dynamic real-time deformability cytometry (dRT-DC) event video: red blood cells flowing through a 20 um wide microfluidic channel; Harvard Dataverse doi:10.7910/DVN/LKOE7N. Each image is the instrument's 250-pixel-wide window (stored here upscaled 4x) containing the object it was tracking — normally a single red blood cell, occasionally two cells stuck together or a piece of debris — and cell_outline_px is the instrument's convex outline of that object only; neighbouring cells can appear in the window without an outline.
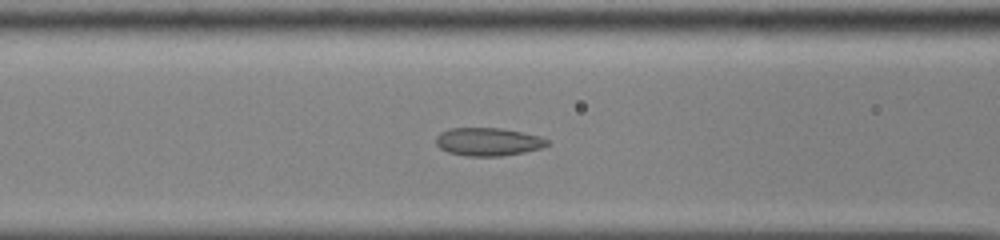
{"species": "common noctule bat (a hibernating species)", "species_latin": "Nyctalus noctula", "temperature_condition": "cold", "stored_images_in_passage": 46, "camera_frame_rate_fps": 3000, "um_per_image_px": 0.085, "animal": {"sex": "male", "body_mass_g": 13.0, "forearm_length_mm": 53.1}, "frame": {"image": 1, "passage_image": 15, "time_ms": 4.667, "image_size_px": [1000, 240], "cell_outline_px": [[548, 144], [540, 148], [524, 152], [500, 156], [468, 156], [448, 152], [440, 148], [436, 144], [436, 136], [440, 132], [452, 128], [500, 128], [540, 136], [548, 140]], "centroid_in_image_um": [41.46, 12.05], "position_along_channel_um": 125.1, "area_um2": 18.03}}
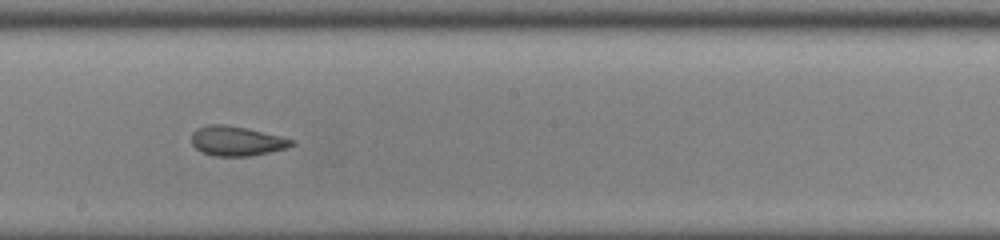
{"frame": {"image": 2, "passage_image": 23, "time_ms": 7.333, "image_size_px": [1000, 240], "cell_outline_px": [[296, 144], [288, 148], [248, 156], [216, 156], [204, 152], [196, 148], [192, 144], [192, 132], [196, 128], [208, 124], [224, 124], [244, 128], [280, 136], [296, 140]], "centroid_in_image_um": [20.12, 11.98], "position_along_channel_um": 228.1, "area_um2": 17.17}}
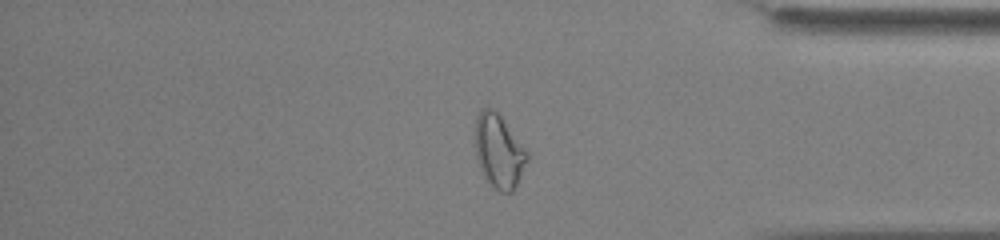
{"frame": {"image": 3, "passage_image": 37, "time_ms": 12.0, "image_size_px": [1000, 240], "cell_outline_px": [[528, 160], [512, 192], [500, 192], [484, 176], [476, 156], [476, 116], [480, 108], [492, 108], [500, 116], [528, 152]], "centroid_in_image_um": [42.4, 12.83], "position_along_channel_um": 392.8, "area_um2": 21.68}, "authors_computed_cell_mechanics": {"area_um2": 19.3341, "velocity_mm_per_s": 3.8702, "shape_relaxation_time_tau1_ms": 7.0286, "shape_relaxation_time_tau2_ms": 3.2602, "deformation_change_tau1": 0.1268, "deformation_change_tau2": 0.0735}}